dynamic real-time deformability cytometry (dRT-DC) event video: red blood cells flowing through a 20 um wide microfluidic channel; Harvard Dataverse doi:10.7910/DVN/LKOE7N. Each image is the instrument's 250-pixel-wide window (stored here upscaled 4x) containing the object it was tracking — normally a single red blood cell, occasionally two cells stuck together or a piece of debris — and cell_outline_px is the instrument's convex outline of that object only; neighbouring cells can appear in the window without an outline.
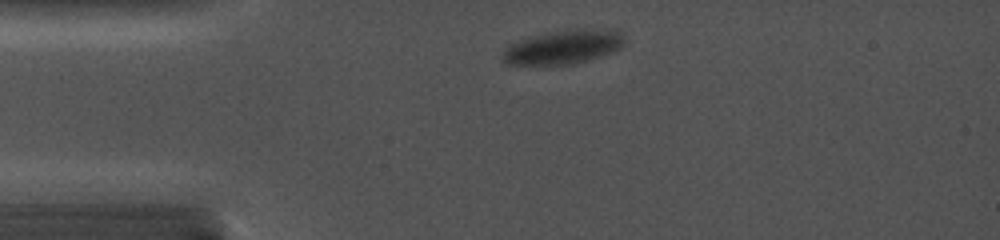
{"species": "common noctule bat (a hibernating species)", "species_latin": "Nyctalus noctula", "temperature_condition": "cold", "stored_images_in_passage": 13, "camera_frame_rate_fps": 5000, "um_per_image_px": 0.085, "animal": {"sex": "female", "body_mass_g": 19.0, "forearm_length_mm": 56.7}, "frame": {"image": 1, "passage_image": 1, "time_ms": 0.0, "image_size_px": [1000, 240], "cell_outline_px": [[624, 44], [620, 48], [612, 52], [600, 56], [572, 64], [508, 64], [500, 56], [508, 44], [516, 40], [548, 32], [620, 32], [624, 36]], "centroid_in_image_um": [47.75, 4.05], "position_along_channel_um": 37.2, "area_um2": 22.83}}
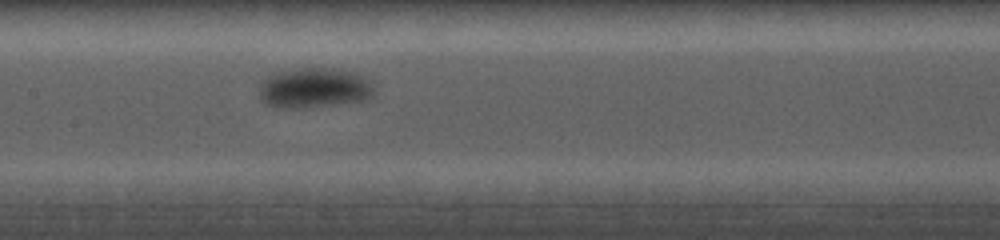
{"frame": {"image": 2, "passage_image": 12, "time_ms": 4.6, "image_size_px": [1000, 240], "cell_outline_px": [[372, 96], [360, 100], [336, 104], [300, 108], [280, 108], [268, 104], [260, 100], [260, 84], [268, 76], [276, 72], [296, 68], [332, 68], [356, 72], [372, 80]], "centroid_in_image_um": [26.7, 7.46], "position_along_channel_um": 180.7, "area_um2": 26.82}}
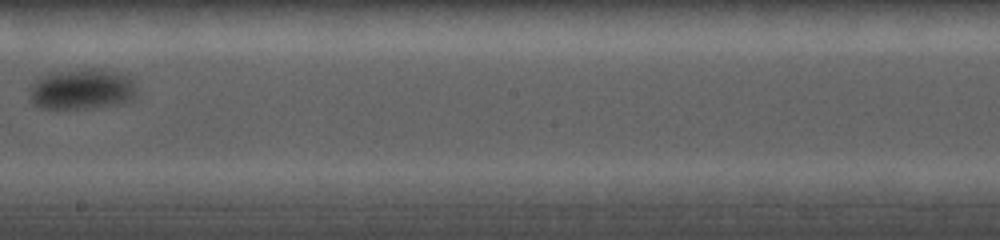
{"frame": {"image": 3, "passage_image": 13, "time_ms": 6.2, "image_size_px": [1000, 240], "cell_outline_px": [[136, 96], [132, 100], [120, 104], [92, 108], [44, 108], [32, 104], [32, 84], [36, 80], [48, 72], [76, 68], [100, 68], [116, 72], [128, 76], [132, 80], [136, 92]], "centroid_in_image_um": [6.99, 7.56], "position_along_channel_um": 241.2, "area_um2": 25.61}}